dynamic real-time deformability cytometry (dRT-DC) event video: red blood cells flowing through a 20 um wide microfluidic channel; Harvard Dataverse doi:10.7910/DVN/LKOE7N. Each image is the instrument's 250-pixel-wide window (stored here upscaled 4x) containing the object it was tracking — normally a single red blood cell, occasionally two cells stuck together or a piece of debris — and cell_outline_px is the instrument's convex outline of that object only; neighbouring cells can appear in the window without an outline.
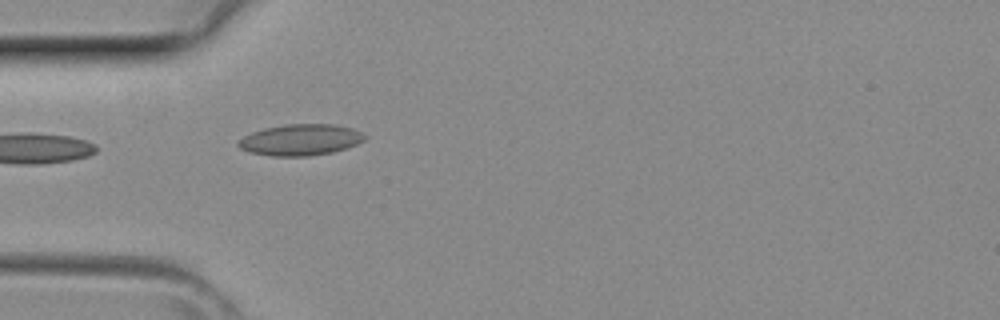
{"species": "common noctule bat (a hibernating species)", "species_latin": "Nyctalus noctula", "temperature_condition": "room temperature", "stored_images_in_passage": 1, "camera_frame_rate_fps": 3000, "um_per_image_px": 0.085, "animal": {"sex": "female", "body_mass_g": 29.2, "forearm_length_mm": 56.3}, "frame": {"image": 1, "passage_image": 1, "time_ms": 0.0, "image_size_px": [1000, 320], "cell_outline_px": [[368, 136], [364, 140], [356, 144], [332, 152], [308, 156], [272, 156], [248, 152], [240, 148], [236, 144], [236, 140], [252, 132], [264, 128], [284, 124], [336, 124], [352, 128]], "centroid_in_image_um": [25.5, 11.88], "position_along_channel_um": 59.5, "area_um2": 23.12}}